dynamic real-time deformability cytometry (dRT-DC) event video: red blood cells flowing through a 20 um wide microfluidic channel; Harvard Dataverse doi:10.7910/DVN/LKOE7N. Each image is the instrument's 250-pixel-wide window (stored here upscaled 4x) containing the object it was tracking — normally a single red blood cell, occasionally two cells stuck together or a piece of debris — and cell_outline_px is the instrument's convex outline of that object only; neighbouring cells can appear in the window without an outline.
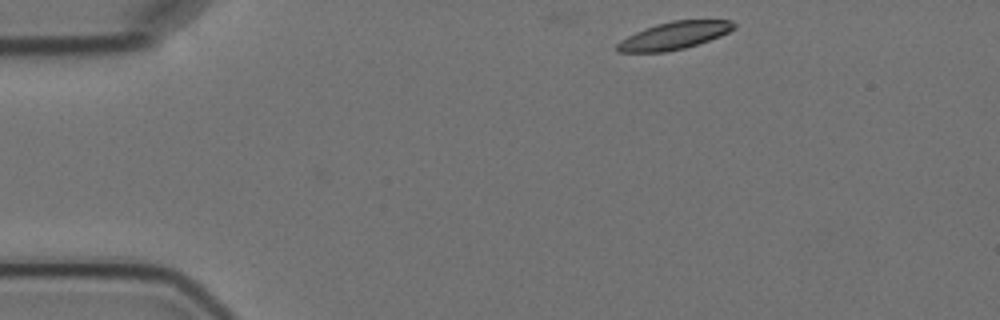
{"species": "Egyptian fruit bat (a non-hibernating species)", "species_latin": "Rousettus aegyptiacus", "temperature_condition": "cold", "stored_images_in_passage": 3, "camera_frame_rate_fps": 3000, "um_per_image_px": 0.085, "animal": {"sex": "female"}, "frame": {"image": 1, "passage_image": 1, "time_ms": 0.0, "image_size_px": [1000, 320], "cell_outline_px": [[736, 28], [720, 36], [684, 48], [664, 52], [616, 52], [616, 44], [620, 40], [644, 28], [656, 24], [672, 20], [732, 20], [736, 24]], "centroid_in_image_um": [57.29, 3.01], "position_along_channel_um": 27.7, "area_um2": 18.67}}